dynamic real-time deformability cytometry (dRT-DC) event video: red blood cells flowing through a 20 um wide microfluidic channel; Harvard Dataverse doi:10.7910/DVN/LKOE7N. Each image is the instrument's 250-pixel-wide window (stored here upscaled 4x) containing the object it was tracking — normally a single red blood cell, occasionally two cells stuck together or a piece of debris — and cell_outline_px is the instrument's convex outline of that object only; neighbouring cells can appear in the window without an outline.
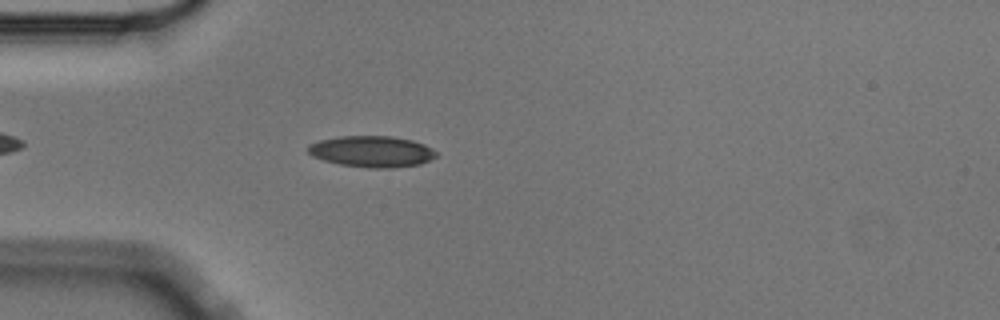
{"species": "Egyptian fruit bat (a non-hibernating species)", "species_latin": "Rousettus aegyptiacus", "temperature_condition": "cold", "stored_images_in_passage": 4, "camera_frame_rate_fps": 3000, "um_per_image_px": 0.085, "animal": {"sex": "male"}, "frame": {"image": 1, "passage_image": 4, "time_ms": 1.0, "image_size_px": [1000, 320], "cell_outline_px": [[436, 156], [420, 164], [392, 168], [372, 168], [340, 164], [324, 160], [312, 156], [308, 152], [308, 144], [320, 140], [340, 136], [392, 136], [412, 140], [424, 144], [432, 148], [436, 152]], "centroid_in_image_um": [31.6, 12.87], "position_along_channel_um": 53.4, "area_um2": 23.24}}